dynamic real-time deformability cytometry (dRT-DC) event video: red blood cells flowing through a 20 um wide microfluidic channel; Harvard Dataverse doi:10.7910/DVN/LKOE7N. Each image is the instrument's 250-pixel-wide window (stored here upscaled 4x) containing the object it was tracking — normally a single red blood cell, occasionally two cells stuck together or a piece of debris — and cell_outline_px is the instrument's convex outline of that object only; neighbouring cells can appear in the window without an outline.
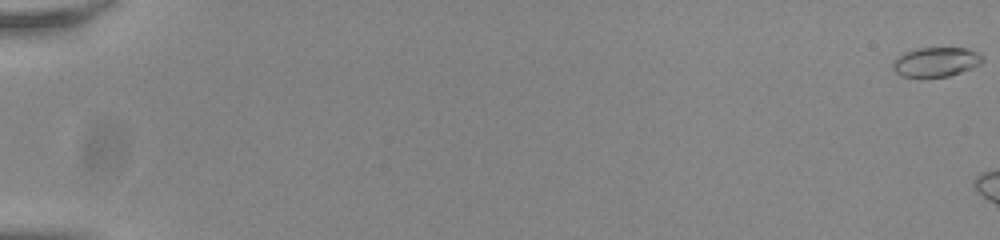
{"species": "common noctule bat (a hibernating species)", "species_latin": "Nyctalus noctula", "temperature_condition": "room temperature", "stored_images_in_passage": 8, "camera_frame_rate_fps": 3000, "um_per_image_px": 0.085, "animal": {"sex": "male", "body_mass_g": 20.0, "forearm_length_mm": 53.3}, "frame": {"image": 1, "passage_image": 1, "time_ms": 0.0, "image_size_px": [1000, 240], "cell_outline_px": [[984, 60], [980, 64], [972, 68], [948, 76], [900, 76], [892, 68], [892, 60], [896, 56], [904, 52], [916, 48], [964, 48], [976, 52], [984, 56]], "centroid_in_image_um": [79.52, 5.25], "position_along_channel_um": 5.5, "area_um2": 15.37}}